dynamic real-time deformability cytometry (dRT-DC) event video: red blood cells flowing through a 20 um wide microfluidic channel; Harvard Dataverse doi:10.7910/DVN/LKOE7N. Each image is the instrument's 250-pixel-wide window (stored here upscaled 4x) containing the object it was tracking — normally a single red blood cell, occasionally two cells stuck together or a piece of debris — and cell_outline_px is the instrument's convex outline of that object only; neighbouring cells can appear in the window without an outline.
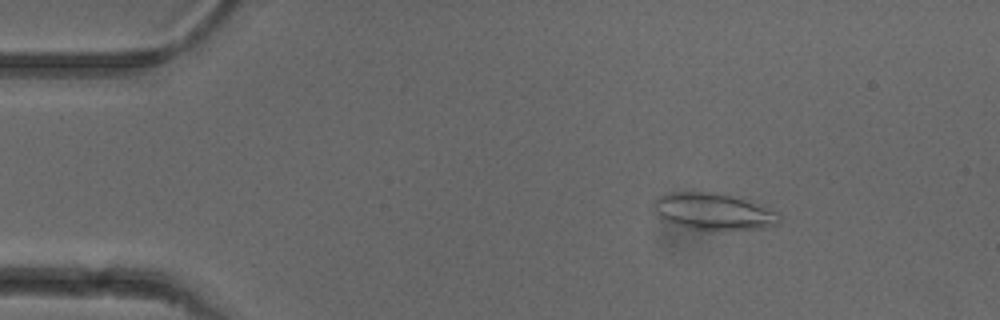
{"species": "common noctule bat (a hibernating species)", "species_latin": "Nyctalus noctula", "temperature_condition": "cold", "stored_images_in_passage": 51, "camera_frame_rate_fps": 3000, "um_per_image_px": 0.085, "animal": {"sex": "female"}, "frame": {"image": 1, "passage_image": 7, "time_ms": 2.0, "image_size_px": [1000, 320], "cell_outline_px": [[780, 220], [776, 224], [764, 228], [688, 228], [664, 220], [652, 208], [652, 204], [660, 196], [672, 192], [724, 192], [776, 212], [780, 216]], "centroid_in_image_um": [60.59, 17.94], "position_along_channel_um": 24.4, "area_um2": 26.01}}
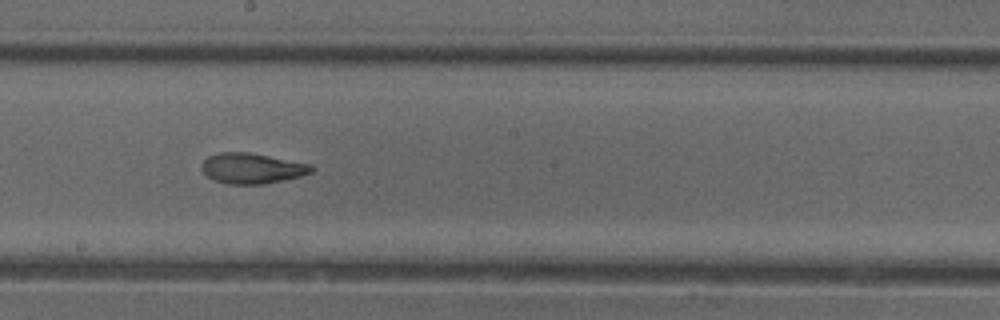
{"frame": {"image": 2, "passage_image": 28, "time_ms": 9.0, "image_size_px": [1000, 320], "cell_outline_px": [[316, 168], [312, 172], [300, 176], [284, 180], [264, 184], [232, 184], [216, 180], [208, 176], [200, 168], [200, 164], [208, 156], [216, 152], [248, 152], [308, 164]], "centroid_in_image_um": [21.39, 14.3], "position_along_channel_um": 226.8, "area_um2": 19.31}}
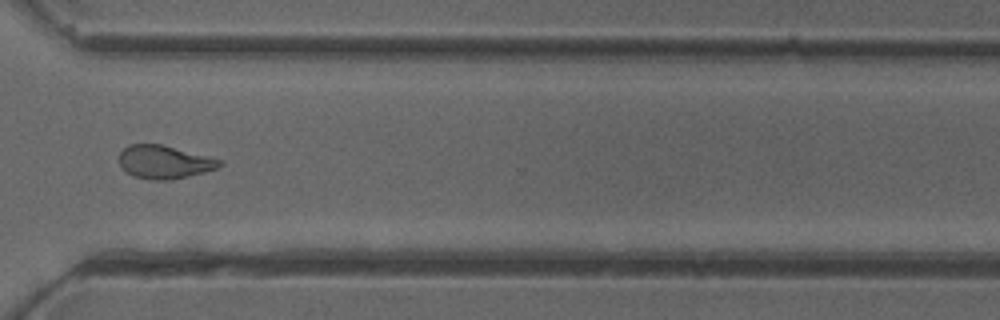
{"frame": {"image": 3, "passage_image": 38, "time_ms": 12.333, "image_size_px": [1000, 320], "cell_outline_px": [[224, 164], [216, 168], [204, 172], [172, 180], [152, 180], [136, 176], [128, 172], [120, 164], [120, 152], [128, 144], [164, 144], [224, 160]], "centroid_in_image_um": [14.02, 13.75], "position_along_channel_um": 356.6, "area_um2": 19.48}, "authors_computed_cell_mechanics": {"area_um2": 19.9988, "velocity_mm_per_s": 3.9003, "shape_relaxation_time_tau1_ms": null, "shape_relaxation_time_tau2_ms": 2.1376, "deformation_change_tau1": null, "deformation_change_tau2": 0.0932}}